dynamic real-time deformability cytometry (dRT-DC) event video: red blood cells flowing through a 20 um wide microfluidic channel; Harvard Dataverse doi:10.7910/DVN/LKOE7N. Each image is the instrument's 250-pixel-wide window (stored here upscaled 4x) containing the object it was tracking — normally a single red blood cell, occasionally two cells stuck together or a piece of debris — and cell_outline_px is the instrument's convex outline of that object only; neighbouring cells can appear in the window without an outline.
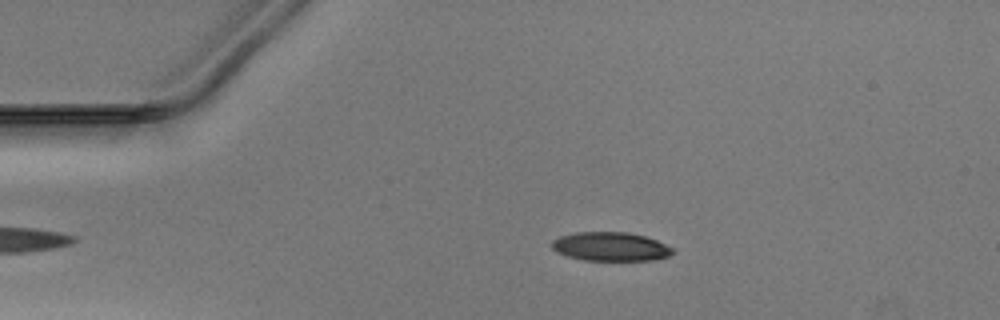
{"species": "Egyptian fruit bat (a non-hibernating species)", "species_latin": "Rousettus aegyptiacus", "temperature_condition": "warm", "stored_images_in_passage": 43, "camera_frame_rate_fps": 3000, "um_per_image_px": 0.085, "animal": {"sex": "male"}, "frame": {"image": 1, "passage_image": 2, "time_ms": 0.333, "image_size_px": [1000, 320], "cell_outline_px": [[676, 252], [668, 256], [652, 260], [584, 260], [568, 256], [556, 252], [552, 248], [552, 240], [560, 236], [576, 232], [628, 232], [644, 236], [656, 240], [672, 248]], "centroid_in_image_um": [51.89, 20.96], "position_along_channel_um": 33.1, "area_um2": 20.23}}
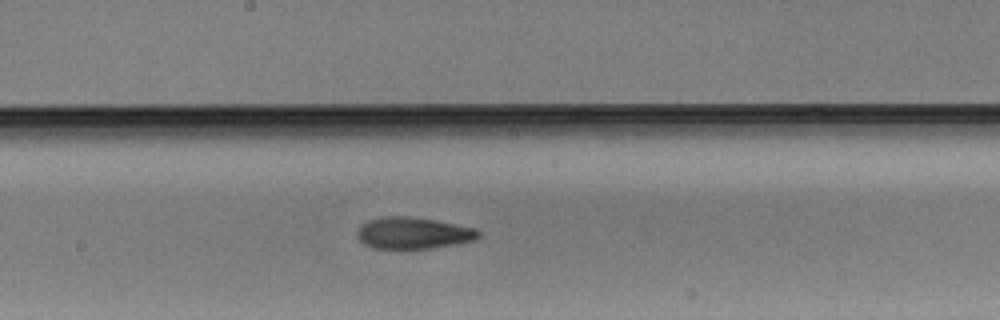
{"frame": {"image": 2, "passage_image": 19, "time_ms": 6.0, "image_size_px": [1000, 320], "cell_outline_px": [[480, 236], [476, 240], [456, 244], [432, 248], [400, 252], [372, 248], [364, 244], [356, 236], [356, 232], [360, 224], [368, 220], [384, 216], [408, 216], [432, 220], [476, 228], [480, 232]], "centroid_in_image_um": [35.06, 19.86], "position_along_channel_um": 213.1, "area_um2": 23.24}}
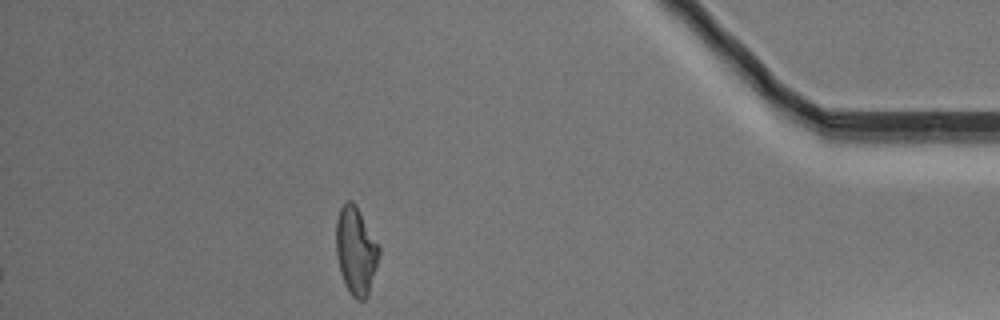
{"frame": {"image": 3, "passage_image": 37, "time_ms": 12.0, "image_size_px": [1000, 320], "cell_outline_px": [[380, 252], [368, 296], [364, 300], [356, 300], [352, 296], [344, 284], [340, 272], [336, 256], [336, 220], [340, 208], [348, 200], [352, 200], [356, 204], [380, 248]], "centroid_in_image_um": [30.23, 21.32], "position_along_channel_um": 405.0, "area_um2": 21.96}}